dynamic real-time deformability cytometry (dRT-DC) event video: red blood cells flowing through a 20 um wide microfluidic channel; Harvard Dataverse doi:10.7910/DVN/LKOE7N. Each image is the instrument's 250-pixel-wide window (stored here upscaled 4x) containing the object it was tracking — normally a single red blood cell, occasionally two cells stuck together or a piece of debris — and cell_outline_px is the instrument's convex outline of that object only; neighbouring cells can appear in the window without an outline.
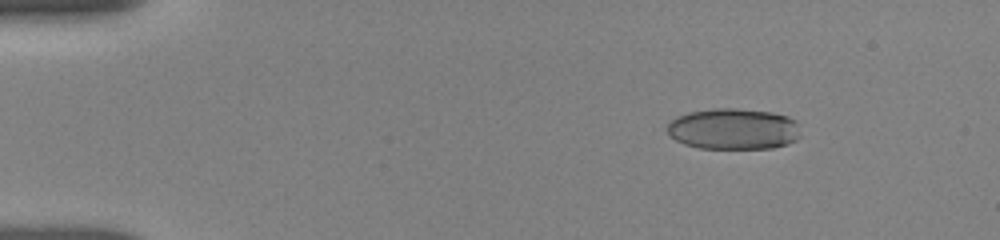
{"species": "human", "species_latin": "Homo sapiens", "temperature_condition": "room temperature", "stored_images_in_passage": 19, "camera_frame_rate_fps": 3000, "um_per_image_px": 0.085, "donor": {"sex": "female"}, "frame": {"image": 1, "passage_image": 1, "time_ms": 0.0, "image_size_px": [1000, 240], "cell_outline_px": [[800, 136], [796, 140], [788, 144], [772, 148], [700, 148], [684, 144], [668, 136], [668, 124], [676, 116], [688, 112], [712, 108], [736, 108], [772, 112], [788, 116], [796, 120]], "centroid_in_image_um": [62.34, 10.95], "position_along_channel_um": 22.7, "area_um2": 32.19}}
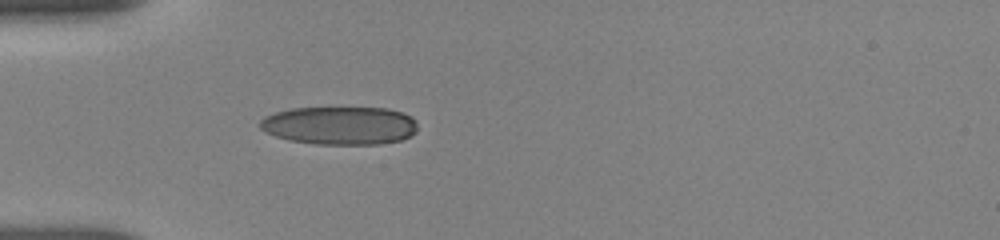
{"frame": {"image": 2, "passage_image": 16, "time_ms": 3.0, "image_size_px": [1000, 240], "cell_outline_px": [[416, 132], [412, 136], [400, 140], [380, 144], [316, 144], [288, 140], [264, 132], [260, 128], [260, 120], [264, 116], [276, 112], [292, 108], [388, 108], [404, 112], [412, 116], [416, 120]], "centroid_in_image_um": [28.9, 10.67], "position_along_channel_um": 56.1, "area_um2": 35.37}}